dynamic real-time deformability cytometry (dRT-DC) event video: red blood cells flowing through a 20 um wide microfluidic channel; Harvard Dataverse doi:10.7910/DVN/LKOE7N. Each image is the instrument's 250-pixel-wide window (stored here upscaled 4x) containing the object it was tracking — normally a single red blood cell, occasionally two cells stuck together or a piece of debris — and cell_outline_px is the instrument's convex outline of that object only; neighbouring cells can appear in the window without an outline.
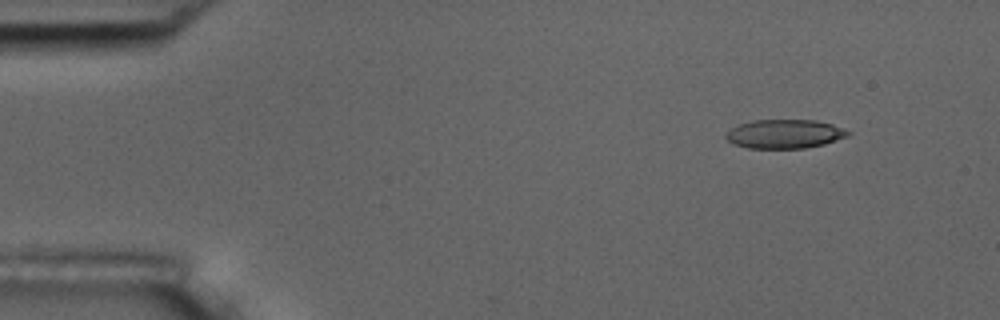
{"species": "common noctule bat (a hibernating species)", "species_latin": "Nyctalus noctula", "temperature_condition": "room temperature", "stored_images_in_passage": 5, "segment_of_instrument_passage": [1, 2], "camera_frame_rate_fps": 3000, "um_per_image_px": 0.085, "animal": {"sex": "male", "body_mass_g": 17.5, "forearm_length_mm": 52.3}, "frame": {"image": 1, "passage_image": 1, "time_ms": 0.0, "image_size_px": [1000, 320], "cell_outline_px": [[852, 132], [848, 136], [824, 144], [804, 148], [748, 148], [732, 144], [724, 136], [732, 128], [740, 124], [752, 120], [816, 120], [832, 124]], "centroid_in_image_um": [66.7, 11.38], "position_along_channel_um": 18.3, "area_um2": 20.52}}